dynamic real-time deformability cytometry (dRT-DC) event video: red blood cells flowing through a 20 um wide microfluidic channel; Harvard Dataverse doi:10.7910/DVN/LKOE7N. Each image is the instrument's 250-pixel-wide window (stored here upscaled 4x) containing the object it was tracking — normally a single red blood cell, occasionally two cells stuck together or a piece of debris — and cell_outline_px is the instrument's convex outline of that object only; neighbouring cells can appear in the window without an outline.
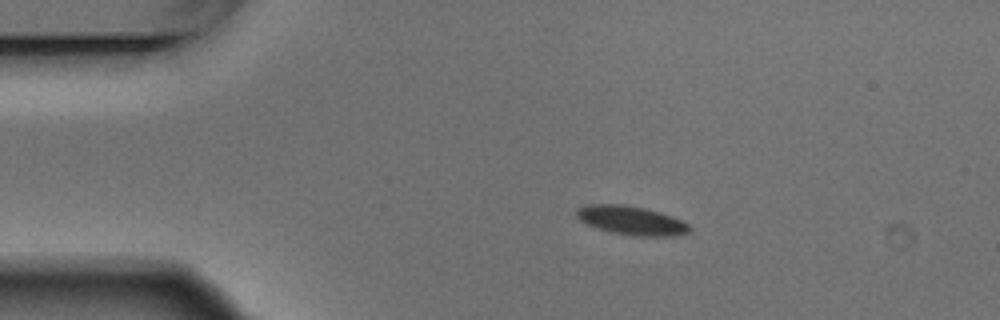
{"species": "Egyptian fruit bat (a non-hibernating species)", "species_latin": "Rousettus aegyptiacus", "temperature_condition": "warm", "stored_images_in_passage": 8, "camera_frame_rate_fps": 3000, "um_per_image_px": 0.085, "animal": {"sex": "male"}, "frame": {"image": 1, "passage_image": 2, "time_ms": 0.333, "image_size_px": [1000, 320], "cell_outline_px": [[692, 228], [688, 232], [672, 236], [632, 236], [608, 232], [588, 224], [580, 220], [576, 216], [576, 208], [584, 204], [624, 204], [644, 208], [660, 212], [672, 216], [688, 224]], "centroid_in_image_um": [53.63, 18.73], "position_along_channel_um": 31.4, "area_um2": 19.13}}
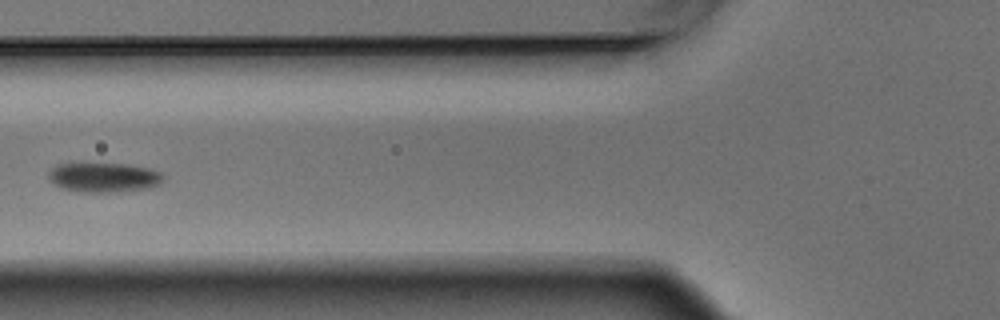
{"frame": {"image": 2, "passage_image": 5, "time_ms": 1.333, "image_size_px": [1000, 320], "cell_outline_px": [[164, 180], [160, 184], [148, 188], [116, 192], [80, 192], [60, 188], [48, 180], [48, 172], [56, 164], [128, 164], [152, 168], [160, 172], [164, 176]], "centroid_in_image_um": [8.83, 15.08], "position_along_channel_um": 117.0, "area_um2": 20.0}}
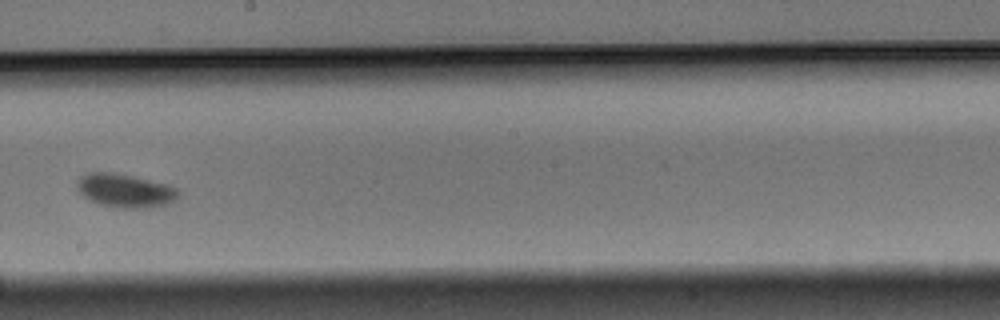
{"frame": {"image": 3, "passage_image": 8, "time_ms": 2.333, "image_size_px": [1000, 320], "cell_outline_px": [[180, 196], [176, 200], [168, 204], [144, 208], [120, 208], [100, 204], [84, 196], [76, 188], [76, 180], [80, 176], [88, 172], [112, 172], [132, 176], [168, 184], [176, 188], [180, 192]], "centroid_in_image_um": [10.65, 16.19], "position_along_channel_um": 237.6, "area_um2": 19.94}}